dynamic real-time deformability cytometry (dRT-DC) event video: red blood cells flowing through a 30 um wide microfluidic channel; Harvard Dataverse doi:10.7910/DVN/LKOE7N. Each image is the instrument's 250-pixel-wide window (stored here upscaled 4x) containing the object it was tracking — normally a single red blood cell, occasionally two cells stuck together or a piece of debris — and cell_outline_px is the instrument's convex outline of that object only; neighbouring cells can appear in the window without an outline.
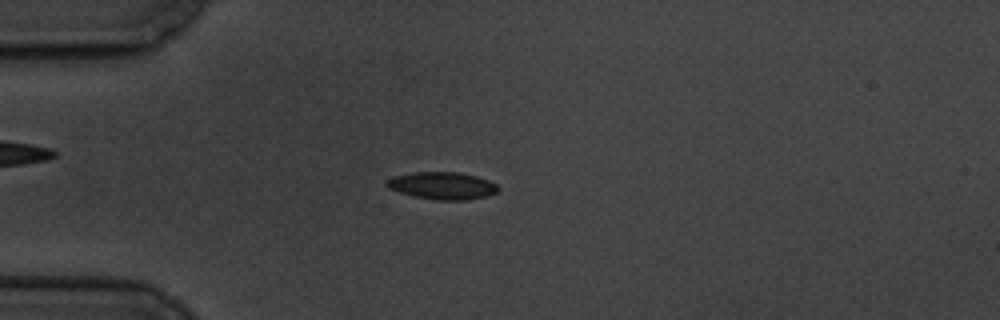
{"species": "common noctule bat (a hibernating species)", "species_latin": "Nyctalus noctula", "temperature_condition": "cold", "stored_images_in_passage": 15, "camera_frame_rate_fps": 3000, "um_per_image_px": 0.085, "animal": {"sex": "male", "body_mass_g": 19.5, "forearm_length_mm": 54.6}, "frame": {"image": 1, "passage_image": 4, "time_ms": 4.333, "image_size_px": [1000, 320], "cell_outline_px": [[500, 188], [496, 192], [488, 196], [468, 200], [436, 200], [416, 196], [400, 192], [388, 188], [384, 184], [392, 176], [412, 172], [460, 172], [476, 176], [488, 180], [496, 184]], "centroid_in_image_um": [37.61, 15.78], "position_along_channel_um": 47.4, "area_um2": 17.8}}
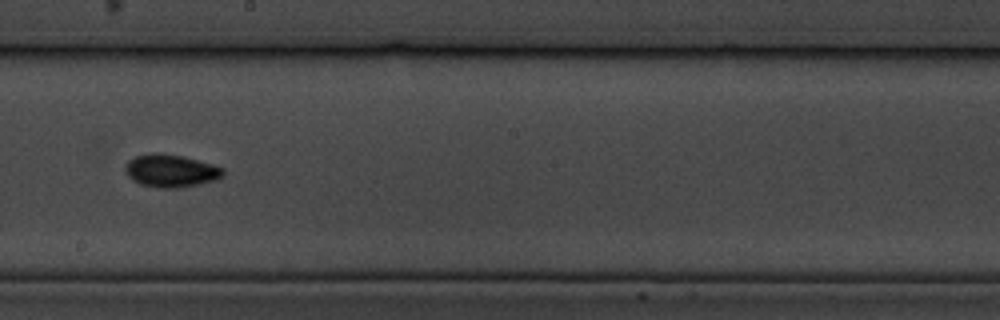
{"frame": {"image": 2, "passage_image": 9, "time_ms": 10.333, "image_size_px": [1000, 320], "cell_outline_px": [[224, 176], [216, 180], [200, 184], [180, 188], [160, 188], [140, 184], [132, 180], [128, 176], [124, 168], [124, 164], [128, 160], [136, 156], [152, 152], [156, 152], [184, 156], [212, 164], [224, 168]], "centroid_in_image_um": [14.52, 14.51], "position_along_channel_um": 233.7, "area_um2": 18.96}}
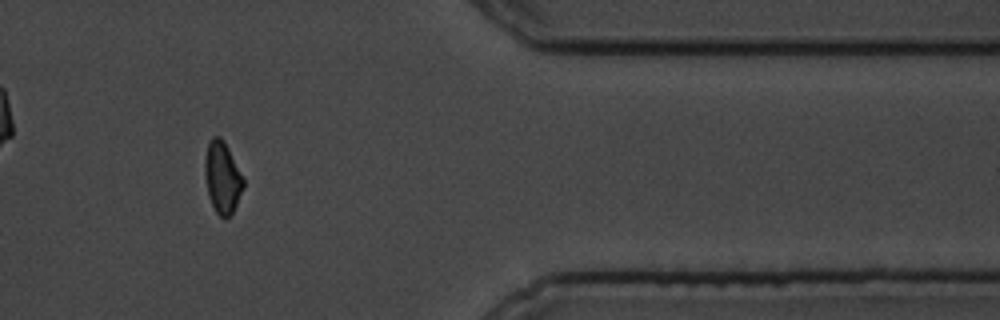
{"frame": {"image": 3, "passage_image": 13, "time_ms": 15.667, "image_size_px": [1000, 320], "cell_outline_px": [[244, 188], [232, 212], [224, 220], [216, 212], [208, 196], [204, 176], [204, 164], [208, 144], [212, 136], [220, 136], [224, 140], [244, 180]], "centroid_in_image_um": [18.88, 15.08], "position_along_channel_um": 392.5, "area_um2": 16.01}, "authors_computed_cell_mechanics": {"area_um2": 17.1088, "velocity_mm_per_s": 3.389, "shape_relaxation_time_tau1_ms": 4.0687, "shape_relaxation_time_tau2_ms": 5.5122, "deformation_change_tau1": 0.1031, "deformation_change_tau2": 0.0931}}